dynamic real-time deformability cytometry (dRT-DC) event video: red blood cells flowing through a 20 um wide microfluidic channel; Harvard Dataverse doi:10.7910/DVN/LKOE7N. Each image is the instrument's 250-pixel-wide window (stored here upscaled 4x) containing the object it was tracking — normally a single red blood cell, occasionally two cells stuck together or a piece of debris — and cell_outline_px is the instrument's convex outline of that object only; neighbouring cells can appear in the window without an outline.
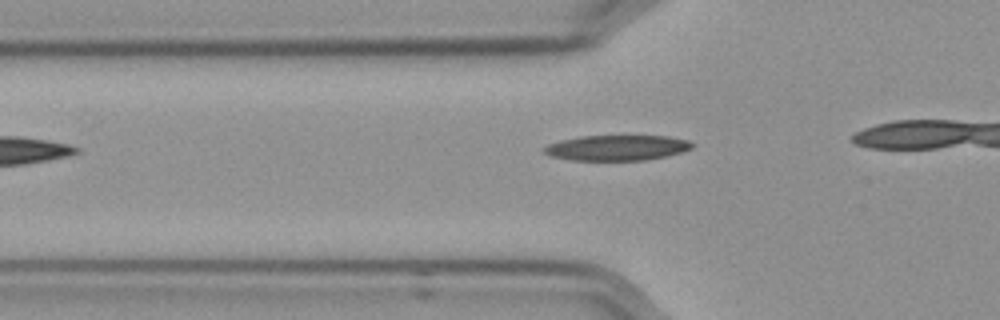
{"species": "Egyptian fruit bat (a non-hibernating species)", "species_latin": "Rousettus aegyptiacus", "temperature_condition": "cold", "stored_images_in_passage": 9, "camera_frame_rate_fps": 3000, "um_per_image_px": 0.085, "frame": {"image": 1, "passage_image": 3, "time_ms": 0.667, "image_size_px": [1000, 320], "cell_outline_px": [[696, 144], [692, 148], [680, 152], [664, 156], [644, 160], [572, 160], [552, 156], [544, 152], [544, 148], [548, 144], [560, 140], [580, 136], [668, 136], [688, 140]], "centroid_in_image_um": [52.45, 12.55], "position_along_channel_um": 73.3, "area_um2": 21.73}}
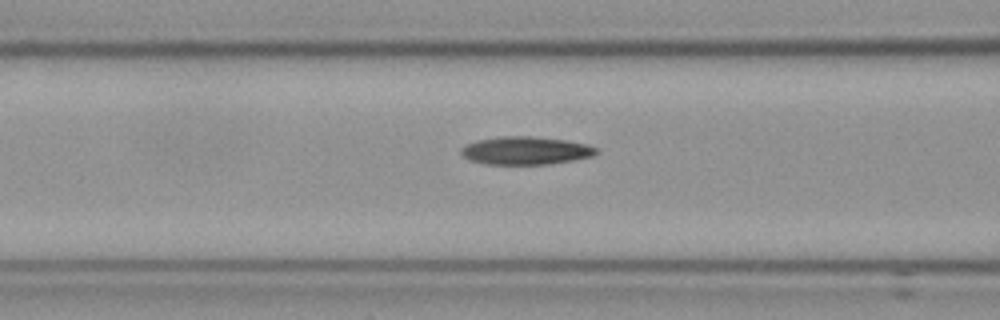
{"frame": {"image": 2, "passage_image": 7, "time_ms": 2.0, "image_size_px": [1000, 320], "cell_outline_px": [[596, 152], [592, 156], [572, 160], [548, 164], [484, 164], [468, 160], [460, 152], [460, 148], [476, 140], [500, 136], [532, 136], [568, 140], [588, 144], [596, 148]], "centroid_in_image_um": [44.65, 12.79], "position_along_channel_um": 122.0, "area_um2": 22.08}}